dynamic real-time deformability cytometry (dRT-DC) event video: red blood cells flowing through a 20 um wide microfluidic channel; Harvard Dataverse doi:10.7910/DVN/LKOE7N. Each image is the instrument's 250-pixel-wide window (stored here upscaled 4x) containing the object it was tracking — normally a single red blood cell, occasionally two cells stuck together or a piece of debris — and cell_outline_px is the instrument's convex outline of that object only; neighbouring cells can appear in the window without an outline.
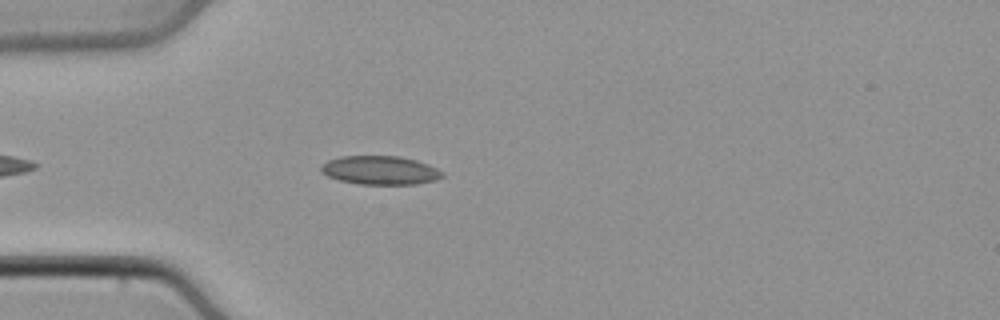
{"species": "common noctule bat (a hibernating species)", "species_latin": "Nyctalus noctula", "temperature_condition": "cold", "stored_images_in_passage": 5, "camera_frame_rate_fps": 3000, "um_per_image_px": 0.085, "animal": {"sex": "male", "body_mass_g": 21.5, "forearm_length_mm": 52.0}, "frame": {"image": 1, "passage_image": 1, "time_ms": 0.0, "image_size_px": [1000, 320], "cell_outline_px": [[444, 176], [436, 180], [416, 184], [360, 184], [340, 180], [328, 176], [320, 172], [320, 168], [328, 160], [340, 156], [400, 156], [416, 160], [428, 164], [444, 172]], "centroid_in_image_um": [32.33, 14.47], "position_along_channel_um": 52.7, "area_um2": 20.29}}
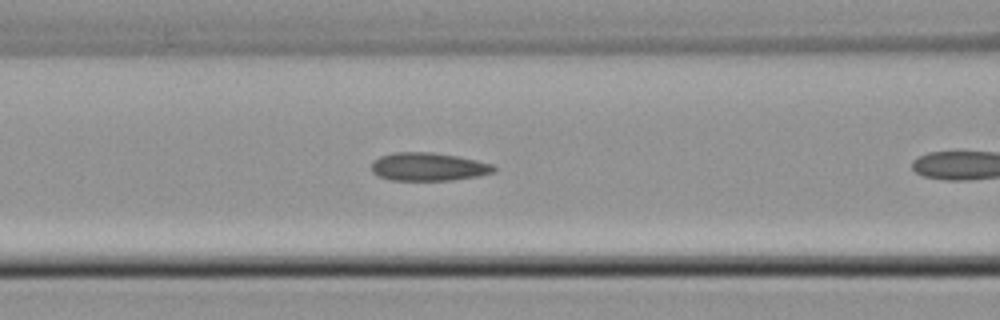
{"frame": {"image": 2, "passage_image": 4, "time_ms": 1.0, "image_size_px": [1000, 320], "cell_outline_px": [[496, 172], [480, 176], [452, 180], [392, 180], [380, 176], [372, 172], [372, 160], [380, 156], [396, 152], [432, 152], [456, 156], [476, 160], [492, 164], [496, 168]], "centroid_in_image_um": [36.43, 14.17], "position_along_channel_um": 130.2, "area_um2": 20.11}}